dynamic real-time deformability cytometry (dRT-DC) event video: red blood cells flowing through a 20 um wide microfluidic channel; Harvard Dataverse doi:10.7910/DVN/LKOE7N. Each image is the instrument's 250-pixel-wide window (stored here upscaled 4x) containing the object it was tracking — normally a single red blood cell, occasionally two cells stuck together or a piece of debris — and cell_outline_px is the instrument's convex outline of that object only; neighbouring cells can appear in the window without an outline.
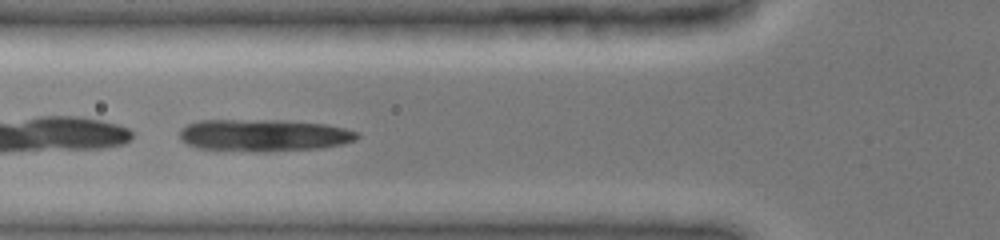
{"species": "common noctule bat (a hibernating species)", "species_latin": "Nyctalus noctula", "temperature_condition": "cold", "stored_images_in_passage": 37, "camera_frame_rate_fps": 3000, "um_per_image_px": 0.085, "animal": {"sex": "female", "body_mass_g": 19.0, "forearm_length_mm": 51.5}, "frame": {"image": 1, "passage_image": 17, "time_ms": 5.333, "image_size_px": [1000, 240], "cell_outline_px": [[360, 136], [356, 140], [340, 144], [320, 148], [268, 152], [252, 152], [200, 148], [188, 144], [180, 140], [180, 128], [188, 124], [200, 120], [288, 120], [324, 124], [344, 128], [360, 132]], "centroid_in_image_um": [22.43, 11.5], "position_along_channel_um": 103.4, "area_um2": 33.52}}
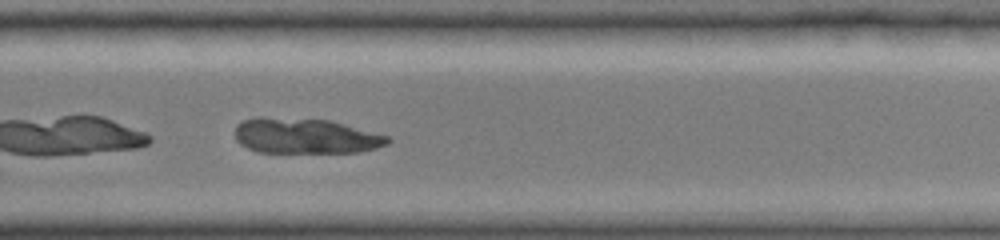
{"frame": {"image": 2, "passage_image": 32, "time_ms": 10.333, "image_size_px": [1000, 240], "cell_outline_px": [[392, 140], [388, 144], [376, 148], [360, 152], [256, 152], [240, 144], [236, 140], [236, 124], [244, 120], [256, 116], [260, 116], [332, 120], [388, 136]], "centroid_in_image_um": [25.95, 11.54], "position_along_channel_um": 303.8, "area_um2": 31.73}}
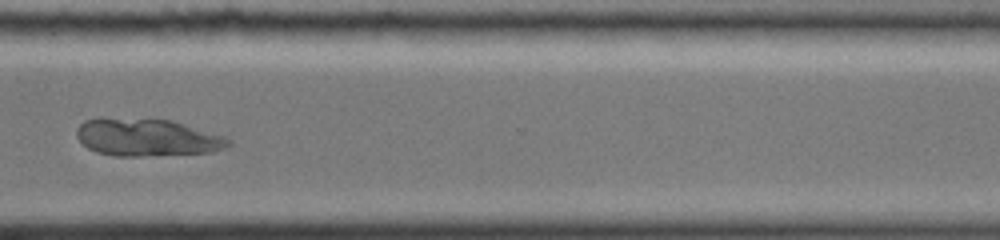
{"frame": {"image": 3, "passage_image": 36, "time_ms": 11.667, "image_size_px": [1000, 240], "cell_outline_px": [[232, 144], [224, 148], [208, 152], [140, 156], [112, 156], [96, 152], [88, 148], [76, 136], [76, 128], [84, 120], [96, 116], [104, 116], [172, 120], [224, 136], [232, 140]], "centroid_in_image_um": [12.42, 11.65], "position_along_channel_um": 358.2, "area_um2": 33.64}}